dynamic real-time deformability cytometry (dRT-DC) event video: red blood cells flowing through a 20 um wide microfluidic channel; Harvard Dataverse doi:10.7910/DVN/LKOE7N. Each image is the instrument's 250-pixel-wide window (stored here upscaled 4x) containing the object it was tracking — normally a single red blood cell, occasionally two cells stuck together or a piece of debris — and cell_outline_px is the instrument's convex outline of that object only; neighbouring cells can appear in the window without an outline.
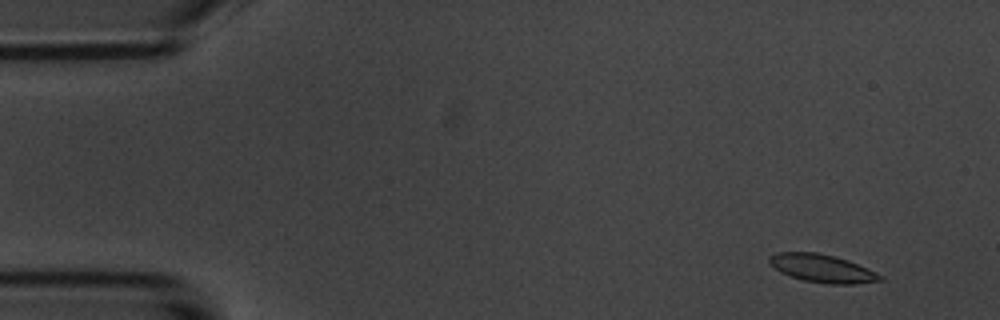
{"species": "common noctule bat (a hibernating species)", "species_latin": "Nyctalus noctula", "temperature_condition": "room temperature", "stored_images_in_passage": 4, "camera_frame_rate_fps": 3000, "um_per_image_px": 0.085, "animal": {"sex": "male", "body_mass_g": 20.1, "forearm_length_mm": 53.5}, "frame": {"image": 1, "passage_image": 1, "time_ms": 0.0, "image_size_px": [1000, 320], "cell_outline_px": [[884, 280], [856, 284], [828, 284], [804, 280], [780, 272], [768, 264], [768, 256], [776, 252], [816, 252], [848, 260], [868, 268], [884, 276]], "centroid_in_image_um": [69.88, 22.81], "position_along_channel_um": 15.1, "area_um2": 18.21}}
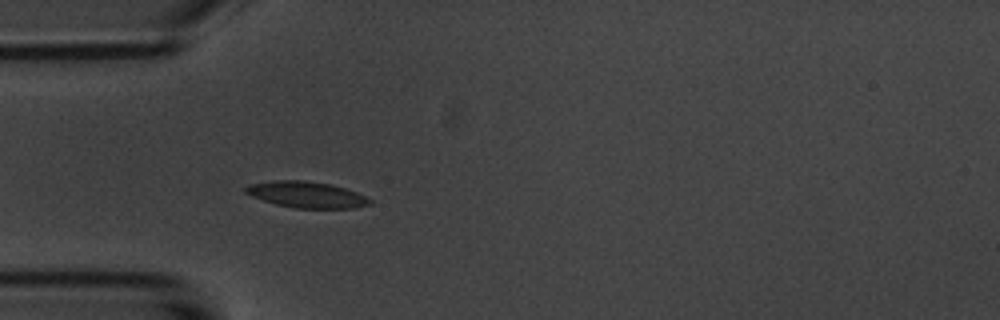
{"frame": {"image": 2, "passage_image": 4, "time_ms": 4.0, "image_size_px": [1000, 320], "cell_outline_px": [[372, 204], [356, 208], [296, 208], [276, 204], [252, 196], [244, 192], [244, 188], [248, 184], [272, 180], [304, 180], [332, 184], [356, 192], [372, 200]], "centroid_in_image_um": [26.05, 16.53], "position_along_channel_um": 58.9, "area_um2": 19.02}}